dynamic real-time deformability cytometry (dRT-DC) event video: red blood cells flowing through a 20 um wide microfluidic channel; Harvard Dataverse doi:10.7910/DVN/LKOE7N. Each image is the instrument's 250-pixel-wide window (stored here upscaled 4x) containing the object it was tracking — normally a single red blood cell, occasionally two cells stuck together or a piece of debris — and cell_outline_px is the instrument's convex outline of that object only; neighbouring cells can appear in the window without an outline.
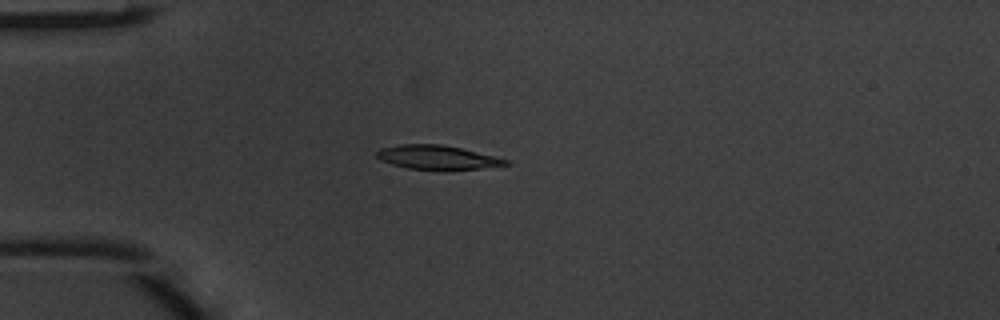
{"species": "common noctule bat (a hibernating species)", "species_latin": "Nyctalus noctula", "temperature_condition": "warm", "stored_images_in_passage": 2, "camera_frame_rate_fps": 3000, "um_per_image_px": 0.085, "animal": {"sex": "male", "body_mass_g": 20.1, "forearm_length_mm": 53.5}, "frame": {"image": 1, "passage_image": 1, "time_ms": 0.0, "image_size_px": [1000, 320], "cell_outline_px": [[512, 164], [480, 168], [444, 172], [408, 168], [392, 164], [380, 160], [376, 156], [376, 152], [380, 148], [400, 144], [440, 144], [460, 148], [496, 156], [508, 160]], "centroid_in_image_um": [37.18, 13.4], "position_along_channel_um": 47.8, "area_um2": 18.55}}